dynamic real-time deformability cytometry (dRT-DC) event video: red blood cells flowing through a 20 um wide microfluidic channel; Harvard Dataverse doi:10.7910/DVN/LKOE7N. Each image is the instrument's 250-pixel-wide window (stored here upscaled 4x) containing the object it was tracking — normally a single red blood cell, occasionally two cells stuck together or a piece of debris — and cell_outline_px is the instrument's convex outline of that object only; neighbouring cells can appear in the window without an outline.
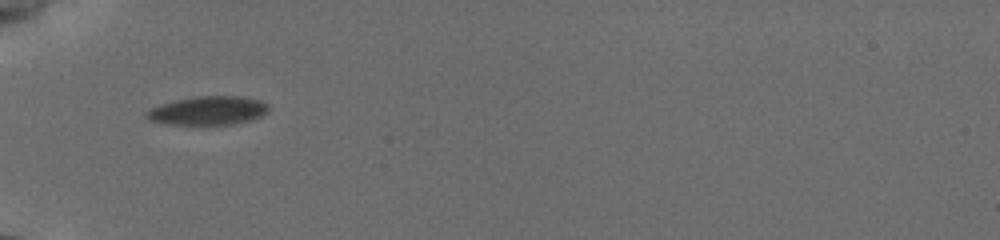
{"species": "common noctule bat (a hibernating species)", "species_latin": "Nyctalus noctula", "temperature_condition": "cold", "stored_images_in_passage": 7, "camera_frame_rate_fps": 3000, "um_per_image_px": 0.085, "animal": {"sex": "female", "body_mass_g": 19.5, "forearm_length_mm": 54.1}, "frame": {"image": 1, "passage_image": 1, "time_ms": 0.0, "image_size_px": [1000, 240], "cell_outline_px": [[268, 108], [260, 116], [248, 120], [232, 124], [172, 124], [152, 120], [144, 112], [152, 108], [176, 100], [196, 96], [240, 96], [260, 100], [268, 104]], "centroid_in_image_um": [17.71, 9.38], "position_along_channel_um": 67.3, "area_um2": 19.77}}
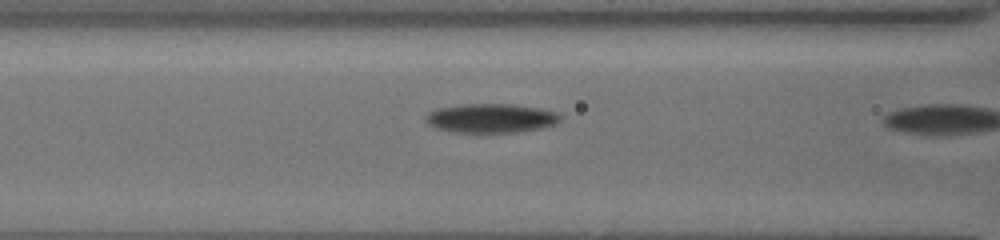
{"frame": {"image": 2, "passage_image": 4, "time_ms": 0.667, "image_size_px": [1000, 240], "cell_outline_px": [[560, 120], [556, 124], [540, 128], [516, 132], [452, 132], [436, 128], [428, 124], [424, 120], [424, 116], [428, 112], [436, 108], [464, 104], [512, 104], [536, 108], [556, 112], [560, 116]], "centroid_in_image_um": [41.67, 10.05], "position_along_channel_um": 124.9, "area_um2": 22.77}}